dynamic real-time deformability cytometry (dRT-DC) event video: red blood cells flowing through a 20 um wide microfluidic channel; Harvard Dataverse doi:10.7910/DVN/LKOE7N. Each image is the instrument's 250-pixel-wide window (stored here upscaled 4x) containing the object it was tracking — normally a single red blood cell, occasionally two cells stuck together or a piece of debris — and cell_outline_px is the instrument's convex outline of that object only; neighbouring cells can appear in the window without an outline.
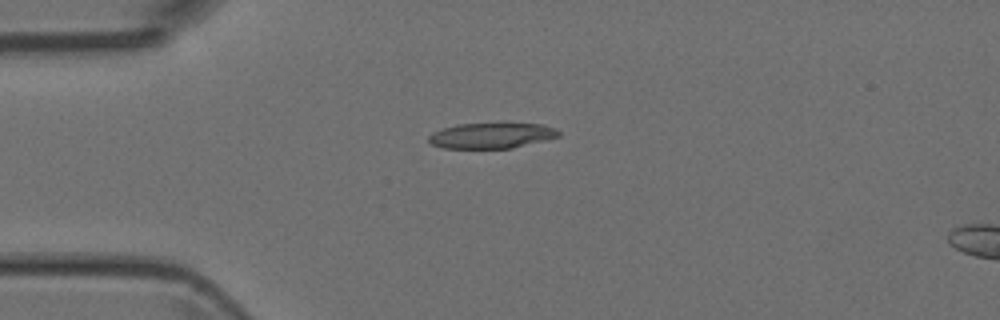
{"species": "Egyptian fruit bat (a non-hibernating species)", "species_latin": "Rousettus aegyptiacus", "temperature_condition": "room temperature", "stored_images_in_passage": 38, "camera_frame_rate_fps": 3000, "um_per_image_px": 0.085, "animal": {"sex": "female"}, "frame": {"image": 1, "passage_image": 1, "time_ms": 0.0, "image_size_px": [1000, 320], "cell_outline_px": [[560, 136], [512, 148], [444, 148], [432, 144], [428, 140], [428, 136], [432, 132], [456, 124], [504, 120], [544, 124], [556, 128], [560, 132]], "centroid_in_image_um": [41.83, 11.46], "position_along_channel_um": 43.2, "area_um2": 20.4}}
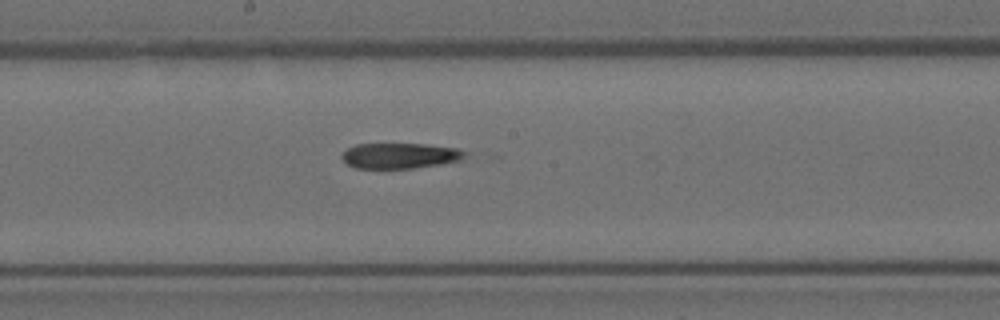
{"frame": {"image": 2, "passage_image": 15, "time_ms": 4.667, "image_size_px": [1000, 320], "cell_outline_px": [[464, 156], [460, 160], [440, 164], [412, 168], [356, 168], [348, 164], [340, 156], [348, 148], [356, 144], [424, 144], [456, 148], [464, 152]], "centroid_in_image_um": [33.95, 13.23], "position_along_channel_um": 214.2, "area_um2": 17.98}}
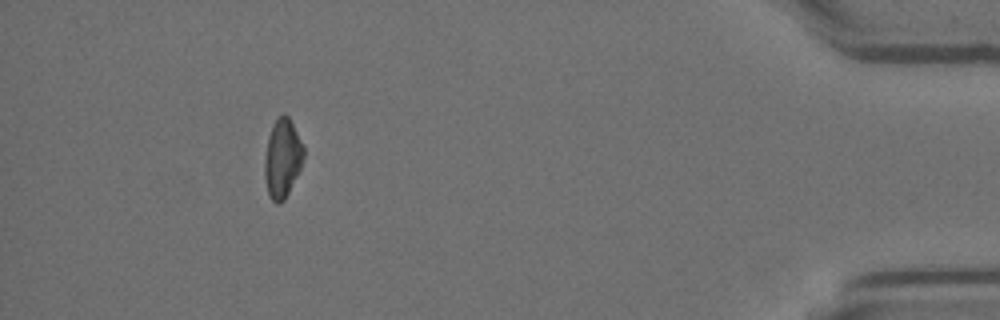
{"frame": {"image": 3, "passage_image": 34, "time_ms": 11.0, "image_size_px": [1000, 320], "cell_outline_px": [[304, 156], [300, 168], [284, 200], [280, 204], [276, 204], [268, 196], [264, 176], [264, 160], [268, 136], [272, 124], [276, 116], [284, 112], [288, 116], [304, 148]], "centroid_in_image_um": [23.97, 13.45], "position_along_channel_um": 411.2, "area_um2": 17.98}}